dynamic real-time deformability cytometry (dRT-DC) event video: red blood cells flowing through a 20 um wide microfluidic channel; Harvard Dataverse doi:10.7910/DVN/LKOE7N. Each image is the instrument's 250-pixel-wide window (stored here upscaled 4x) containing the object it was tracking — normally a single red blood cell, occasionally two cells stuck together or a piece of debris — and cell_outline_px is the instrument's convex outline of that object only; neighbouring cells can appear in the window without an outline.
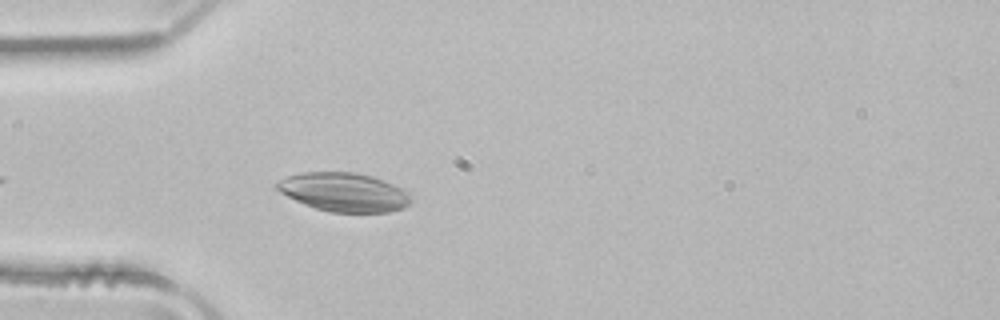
{"species": "common noctule bat (a hibernating species)", "species_latin": "Nyctalus noctula", "temperature_condition": "room temperature", "stored_images_in_passage": 37, "camera_frame_rate_fps": 3000, "um_per_image_px": 0.085, "animal": {"sex": "male", "body_mass_g": 21.5, "forearm_length_mm": 52.0}, "frame": {"image": 1, "passage_image": 4, "time_ms": 1.0, "image_size_px": [1000, 320], "cell_outline_px": [[412, 200], [404, 208], [392, 212], [332, 212], [316, 208], [304, 204], [280, 192], [272, 184], [288, 176], [304, 172], [356, 172], [372, 176], [384, 180], [408, 192], [412, 196]], "centroid_in_image_um": [29.25, 16.33], "position_along_channel_um": 55.7, "area_um2": 30.29}}
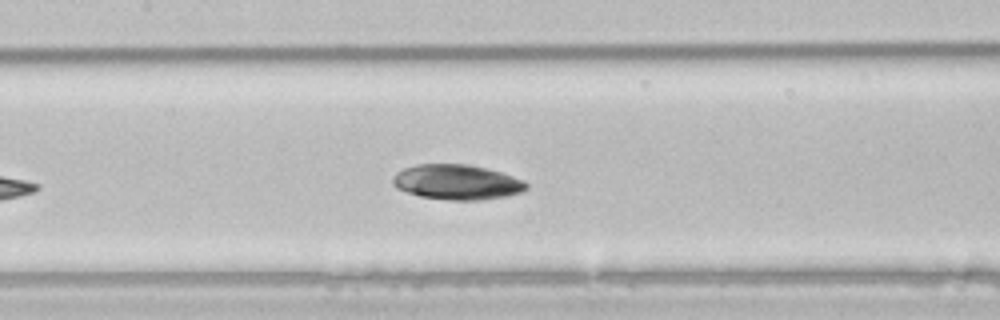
{"frame": {"image": 2, "passage_image": 13, "time_ms": 4.0, "image_size_px": [1000, 320], "cell_outline_px": [[528, 188], [520, 192], [504, 196], [480, 200], [452, 200], [420, 196], [396, 188], [392, 184], [392, 176], [396, 172], [404, 168], [416, 164], [468, 164], [500, 172], [524, 180], [528, 184]], "centroid_in_image_um": [38.8, 15.47], "position_along_channel_um": 168.6, "area_um2": 27.17}}
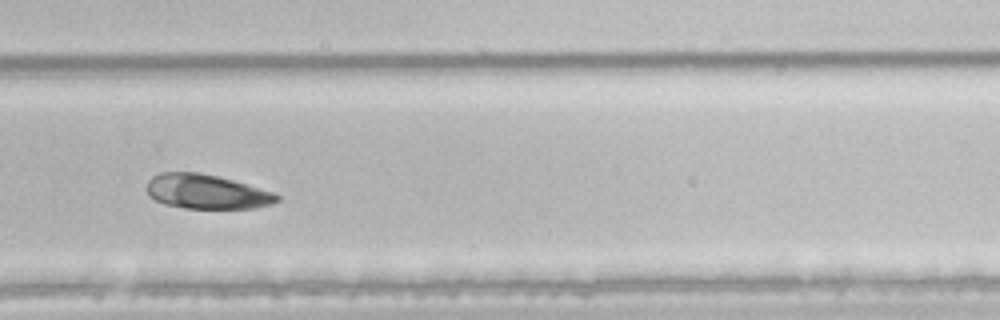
{"frame": {"image": 3, "passage_image": 24, "time_ms": 7.667, "image_size_px": [1000, 320], "cell_outline_px": [[280, 200], [272, 204], [256, 208], [184, 208], [164, 204], [156, 200], [144, 188], [148, 180], [152, 176], [160, 172], [200, 172], [220, 176], [276, 192], [280, 196]], "centroid_in_image_um": [17.59, 16.28], "position_along_channel_um": 312.2, "area_um2": 26.53}}